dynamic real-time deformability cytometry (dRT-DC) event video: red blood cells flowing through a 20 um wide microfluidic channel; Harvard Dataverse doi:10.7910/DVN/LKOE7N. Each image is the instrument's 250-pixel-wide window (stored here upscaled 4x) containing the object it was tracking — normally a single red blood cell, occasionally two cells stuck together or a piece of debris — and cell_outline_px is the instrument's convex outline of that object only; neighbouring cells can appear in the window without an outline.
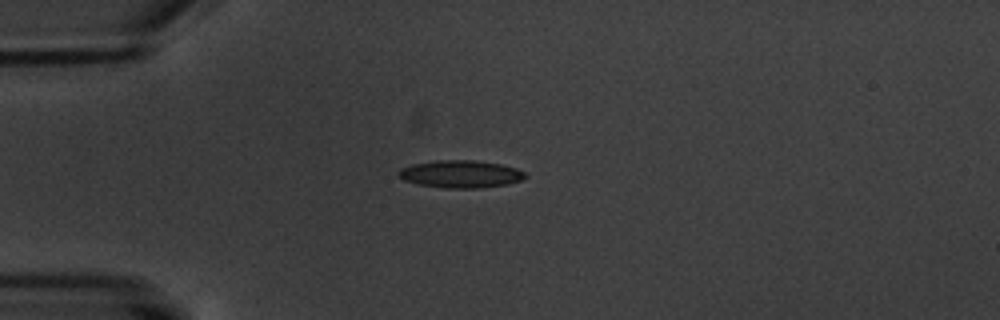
{"species": "common noctule bat (a hibernating species)", "species_latin": "Nyctalus noctula", "temperature_condition": "warm", "stored_images_in_passage": 6, "camera_frame_rate_fps": 3000, "um_per_image_px": 0.085, "animal": {"sex": "male", "body_mass_g": 20.1, "forearm_length_mm": 53.5}, "frame": {"image": 1, "passage_image": 3, "time_ms": 3.333, "image_size_px": [1000, 320], "cell_outline_px": [[528, 176], [520, 180], [508, 184], [480, 188], [448, 188], [420, 184], [404, 180], [396, 176], [396, 172], [400, 168], [412, 164], [440, 160], [476, 160], [500, 164], [516, 168], [524, 172]], "centroid_in_image_um": [39.14, 14.79], "position_along_channel_um": 45.9, "area_um2": 20.29}}
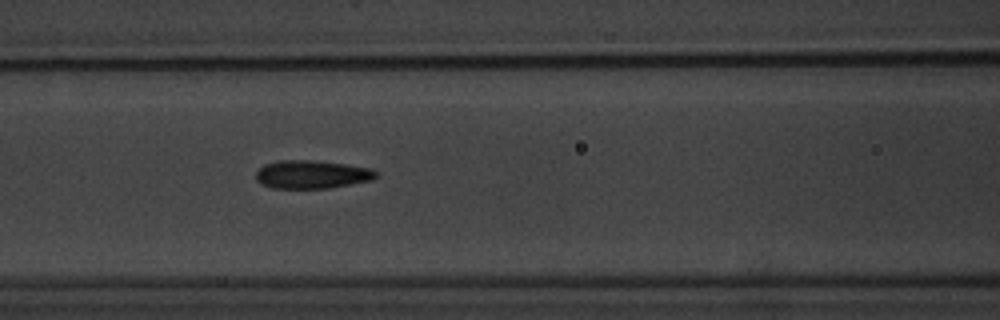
{"frame": {"image": 2, "passage_image": 6, "time_ms": 6.667, "image_size_px": [1000, 320], "cell_outline_px": [[380, 176], [372, 180], [328, 188], [272, 188], [260, 184], [256, 180], [256, 172], [264, 164], [280, 160], [312, 160], [348, 164], [372, 168]], "centroid_in_image_um": [26.52, 14.82], "position_along_channel_um": 140.1, "area_um2": 19.94}}